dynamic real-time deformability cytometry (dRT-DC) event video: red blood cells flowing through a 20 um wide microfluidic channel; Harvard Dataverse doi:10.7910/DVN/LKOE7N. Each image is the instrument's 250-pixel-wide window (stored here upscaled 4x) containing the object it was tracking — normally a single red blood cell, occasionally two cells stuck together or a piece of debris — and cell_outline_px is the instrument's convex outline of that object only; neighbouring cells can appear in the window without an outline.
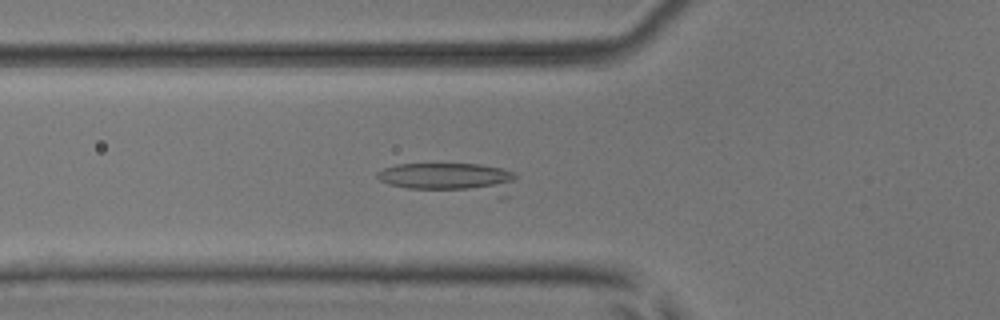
{"species": "common noctule bat (a hibernating species)", "species_latin": "Nyctalus noctula", "temperature_condition": "room temperature", "stored_images_in_passage": 52, "camera_frame_rate_fps": 3000, "um_per_image_px": 0.085, "animal": {"sex": "male", "body_mass_g": 17.9, "forearm_length_mm": 54.2}, "frame": {"image": 1, "passage_image": 19, "time_ms": 6.0, "image_size_px": [1000, 320], "cell_outline_px": [[516, 176], [508, 196], [500, 200], [408, 188], [388, 184], [380, 180], [376, 176], [376, 172], [384, 168], [396, 164], [480, 164], [500, 168], [512, 172]], "centroid_in_image_um": [38.37, 15.22], "position_along_channel_um": 87.4, "area_um2": 26.18}}
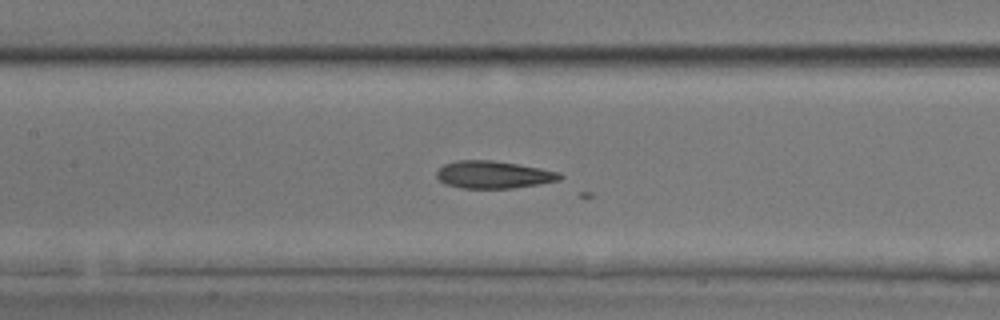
{"frame": {"image": 2, "passage_image": 25, "time_ms": 8.0, "image_size_px": [1000, 320], "cell_outline_px": [[564, 176], [560, 180], [512, 188], [460, 188], [444, 184], [436, 176], [436, 172], [444, 164], [456, 160], [492, 160], [540, 168], [560, 172]], "centroid_in_image_um": [41.92, 14.84], "position_along_channel_um": 165.5, "area_um2": 19.65}}
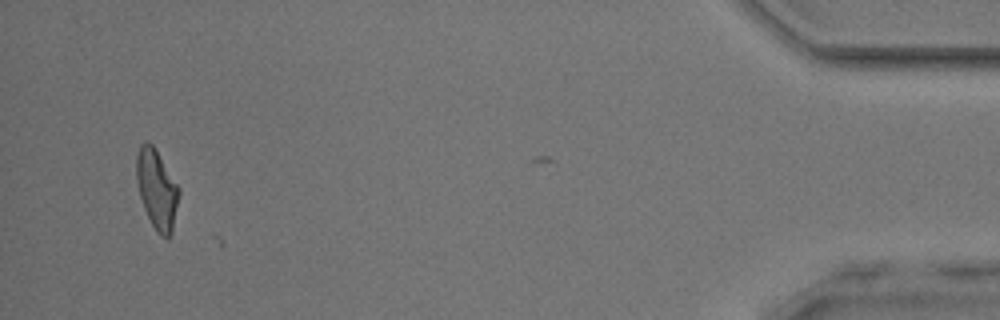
{"frame": {"image": 3, "passage_image": 51, "time_ms": 16.667, "image_size_px": [1000, 320], "cell_outline_px": [[180, 192], [172, 232], [168, 240], [160, 236], [156, 232], [144, 208], [140, 196], [136, 180], [136, 156], [140, 144], [144, 140], [148, 140], [152, 144], [180, 188]], "centroid_in_image_um": [13.33, 16.09], "position_along_channel_um": 421.9, "area_um2": 19.77}}